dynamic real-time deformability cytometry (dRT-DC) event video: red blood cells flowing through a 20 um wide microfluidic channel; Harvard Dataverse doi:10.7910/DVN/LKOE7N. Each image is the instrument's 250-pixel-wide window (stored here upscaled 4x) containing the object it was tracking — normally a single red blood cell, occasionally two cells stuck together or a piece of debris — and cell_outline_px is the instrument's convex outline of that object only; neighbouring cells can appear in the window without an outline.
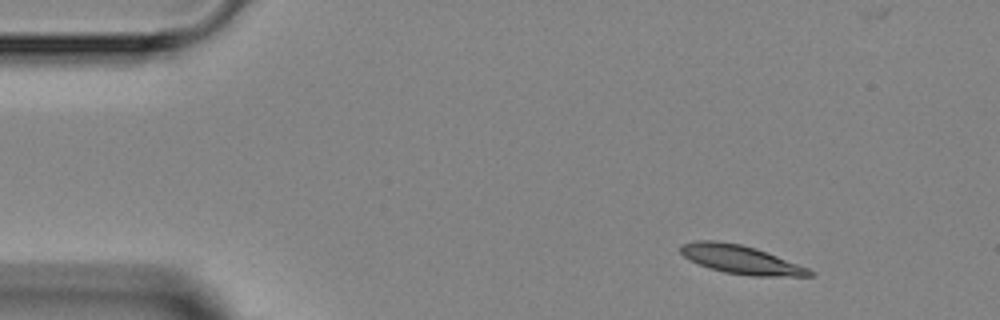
{"species": "Egyptian fruit bat (a non-hibernating species)", "species_latin": "Rousettus aegyptiacus", "temperature_condition": "room temperature", "stored_images_in_passage": 4, "camera_frame_rate_fps": 3000, "um_per_image_px": 0.085, "animal": {"sex": "female"}, "frame": {"image": 1, "passage_image": 1, "time_ms": 0.0, "image_size_px": [1000, 320], "cell_outline_px": [[812, 276], [752, 276], [724, 272], [708, 268], [688, 260], [680, 252], [680, 244], [696, 240], [716, 240], [740, 244], [756, 248], [808, 268], [812, 272]], "centroid_in_image_um": [62.89, 22.05], "position_along_channel_um": 22.1, "area_um2": 21.44}}